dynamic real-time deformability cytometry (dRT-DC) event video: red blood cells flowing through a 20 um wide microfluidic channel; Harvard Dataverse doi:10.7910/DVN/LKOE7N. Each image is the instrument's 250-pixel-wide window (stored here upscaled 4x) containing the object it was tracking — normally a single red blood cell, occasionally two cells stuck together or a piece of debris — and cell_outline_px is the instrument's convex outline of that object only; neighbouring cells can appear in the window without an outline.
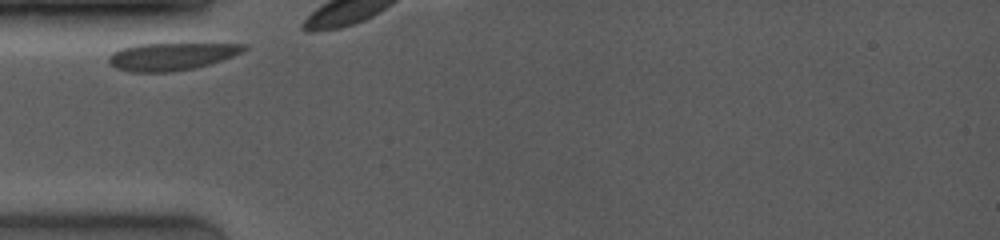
{"species": "common noctule bat (a hibernating species)", "species_latin": "Nyctalus noctula", "temperature_condition": "room temperature", "stored_images_in_passage": 3, "camera_frame_rate_fps": 4000, "um_per_image_px": 0.085, "animal": {"sex": "female", "body_mass_g": 19.0, "forearm_length_mm": 53.3}, "frame": {"image": 1, "passage_image": 1, "time_ms": 0.0, "image_size_px": [1000, 240], "cell_outline_px": [[248, 48], [232, 56], [196, 68], [172, 72], [128, 72], [116, 68], [108, 60], [108, 56], [112, 52], [120, 48], [136, 44], [248, 44]], "centroid_in_image_um": [14.51, 4.8], "position_along_channel_um": 70.5, "area_um2": 21.56}}